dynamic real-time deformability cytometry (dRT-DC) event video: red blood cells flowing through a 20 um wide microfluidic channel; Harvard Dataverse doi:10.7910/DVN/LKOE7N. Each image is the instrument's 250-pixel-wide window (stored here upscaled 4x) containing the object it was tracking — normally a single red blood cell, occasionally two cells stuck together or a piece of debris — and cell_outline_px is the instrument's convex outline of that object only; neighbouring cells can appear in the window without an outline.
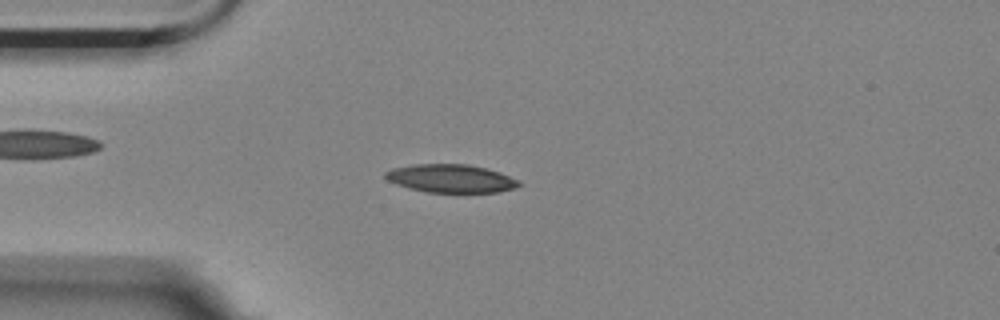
{"species": "Egyptian fruit bat (a non-hibernating species)", "species_latin": "Rousettus aegyptiacus", "temperature_condition": "room temperature", "stored_images_in_passage": 56, "camera_frame_rate_fps": 3000, "um_per_image_px": 0.085, "animal": {"sex": "female"}, "frame": {"image": 1, "passage_image": 14, "time_ms": 4.333, "image_size_px": [1000, 320], "cell_outline_px": [[524, 184], [516, 188], [496, 192], [428, 192], [408, 188], [396, 184], [388, 180], [384, 176], [384, 172], [392, 168], [412, 164], [468, 164], [500, 172], [520, 180]], "centroid_in_image_um": [38.34, 15.17], "position_along_channel_um": 46.7, "area_um2": 22.08}}
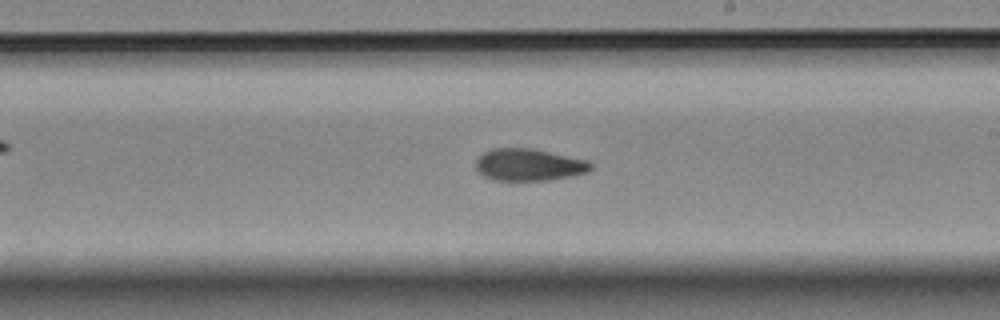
{"frame": {"image": 2, "passage_image": 32, "time_ms": 10.333, "image_size_px": [1000, 320], "cell_outline_px": [[592, 168], [584, 172], [572, 176], [548, 180], [496, 180], [484, 176], [476, 172], [476, 160], [484, 152], [492, 148], [532, 148], [588, 160], [592, 164]], "centroid_in_image_um": [44.93, 14.0], "position_along_channel_um": 244.1, "area_um2": 21.44}}
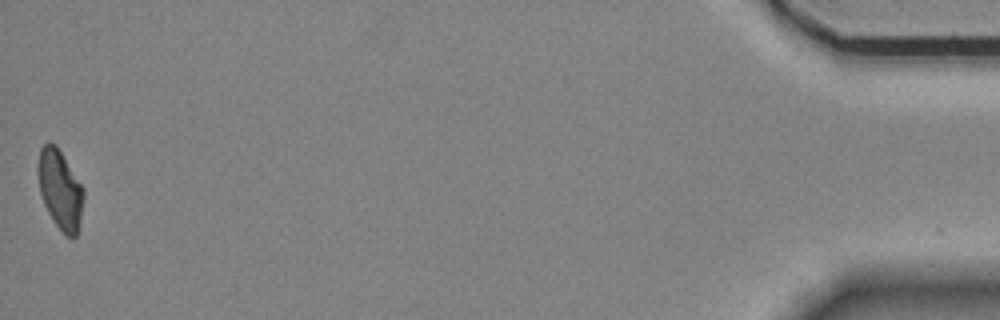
{"frame": {"image": 3, "passage_image": 56, "time_ms": 18.333, "image_size_px": [1000, 320], "cell_outline_px": [[84, 196], [80, 220], [76, 236], [68, 236], [52, 220], [44, 204], [40, 192], [36, 172], [36, 168], [40, 148], [48, 140], [56, 144], [84, 188]], "centroid_in_image_um": [5.08, 16.04], "position_along_channel_um": 430.1, "area_um2": 21.15}, "authors_computed_cell_mechanics": {"area_um2": 21.4727, "velocity_mm_per_s": 3.5034, "shape_relaxation_time_tau1_ms": null, "shape_relaxation_time_tau2_ms": 5.7439, "deformation_change_tau1": null, "deformation_change_tau2": 0.1185}}